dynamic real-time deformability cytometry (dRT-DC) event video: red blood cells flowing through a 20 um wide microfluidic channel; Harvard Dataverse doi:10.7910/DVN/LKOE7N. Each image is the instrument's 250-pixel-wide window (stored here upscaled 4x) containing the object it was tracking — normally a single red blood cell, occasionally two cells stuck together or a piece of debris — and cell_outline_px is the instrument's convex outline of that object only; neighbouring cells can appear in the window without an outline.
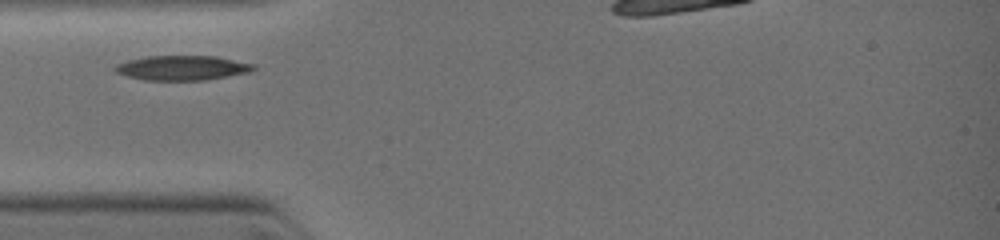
{"species": "common noctule bat (a hibernating species)", "species_latin": "Nyctalus noctula", "temperature_condition": "warm", "stored_images_in_passage": 4, "segment_of_instrument_passage": [1, 2], "camera_frame_rate_fps": 3000, "um_per_image_px": 0.085, "animal": {"sex": "female", "body_mass_g": 19.0, "forearm_length_mm": 51.5}, "frame": {"image": 1, "passage_image": 1, "time_ms": 0.0, "image_size_px": [1000, 240], "cell_outline_px": [[256, 68], [248, 72], [228, 76], [204, 80], [148, 80], [128, 76], [116, 72], [112, 68], [116, 64], [128, 60], [148, 56], [216, 56], [256, 64]], "centroid_in_image_um": [15.5, 5.76], "position_along_channel_um": 69.5, "area_um2": 19.83}}
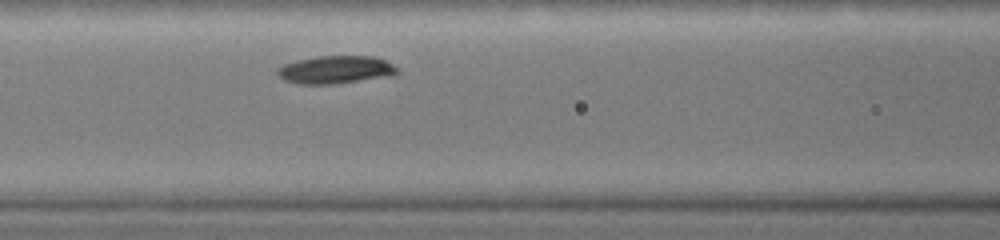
{"frame": {"image": 2, "passage_image": 3, "time_ms": 1.333, "image_size_px": [1000, 240], "cell_outline_px": [[400, 72], [392, 76], [332, 84], [300, 84], [284, 80], [276, 72], [284, 64], [316, 56], [376, 56], [400, 68]], "centroid_in_image_um": [28.6, 5.92], "position_along_channel_um": 138.0, "area_um2": 19.42}}